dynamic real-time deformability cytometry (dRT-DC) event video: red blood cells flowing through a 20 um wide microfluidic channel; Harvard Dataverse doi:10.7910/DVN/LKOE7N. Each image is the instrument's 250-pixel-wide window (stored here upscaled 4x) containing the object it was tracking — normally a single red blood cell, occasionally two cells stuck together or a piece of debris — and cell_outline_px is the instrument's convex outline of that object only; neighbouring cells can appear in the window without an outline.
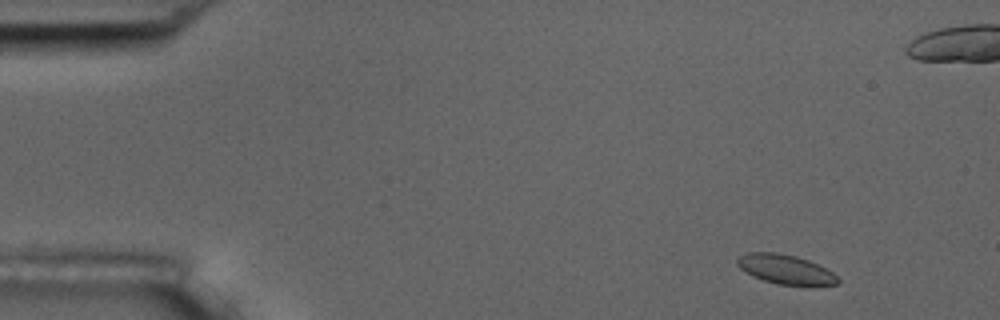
{"species": "common noctule bat (a hibernating species)", "species_latin": "Nyctalus noctula", "temperature_condition": "room temperature", "stored_images_in_passage": 4, "camera_frame_rate_fps": 3000, "um_per_image_px": 0.085, "animal": {"sex": "male", "body_mass_g": 17.5, "forearm_length_mm": 52.3}, "frame": {"image": 1, "passage_image": 1, "time_ms": 0.0, "image_size_px": [1000, 320], "cell_outline_px": [[840, 280], [836, 284], [812, 288], [776, 284], [752, 276], [740, 268], [736, 264], [736, 260], [740, 256], [748, 252], [776, 252], [796, 256], [808, 260], [832, 272]], "centroid_in_image_um": [66.79, 22.93], "position_along_channel_um": 18.2, "area_um2": 17.69}}